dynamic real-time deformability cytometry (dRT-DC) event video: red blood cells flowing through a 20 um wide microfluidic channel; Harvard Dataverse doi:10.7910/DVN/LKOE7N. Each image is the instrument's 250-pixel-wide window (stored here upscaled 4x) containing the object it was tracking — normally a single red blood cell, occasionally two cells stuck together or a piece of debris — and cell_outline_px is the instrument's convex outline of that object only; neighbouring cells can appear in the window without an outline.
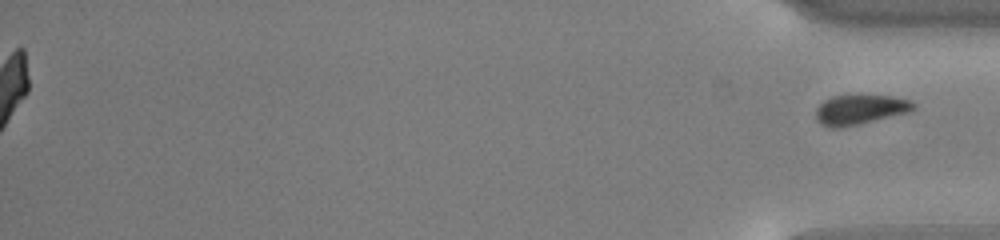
{"species": "common noctule bat (a hibernating species)", "species_latin": "Nyctalus noctula", "temperature_condition": "cold", "stored_images_in_passage": 54, "segment_of_instrument_passage": [2, 2], "camera_frame_rate_fps": 3000, "um_per_image_px": 0.085, "animal": {"sex": "male", "body_mass_g": 13.0, "forearm_length_mm": 53.1}, "frame": {"image": 1, "passage_image": 54, "time_ms": 17.667, "image_size_px": [1000, 240], "cell_outline_px": [[916, 108], [908, 112], [856, 124], [836, 128], [832, 128], [820, 124], [816, 120], [816, 108], [824, 100], [832, 96], [860, 92], [892, 96], [912, 100], [916, 104]], "centroid_in_image_um": [73.1, 9.24], "position_along_channel_um": 362.1, "area_um2": 17.51}}